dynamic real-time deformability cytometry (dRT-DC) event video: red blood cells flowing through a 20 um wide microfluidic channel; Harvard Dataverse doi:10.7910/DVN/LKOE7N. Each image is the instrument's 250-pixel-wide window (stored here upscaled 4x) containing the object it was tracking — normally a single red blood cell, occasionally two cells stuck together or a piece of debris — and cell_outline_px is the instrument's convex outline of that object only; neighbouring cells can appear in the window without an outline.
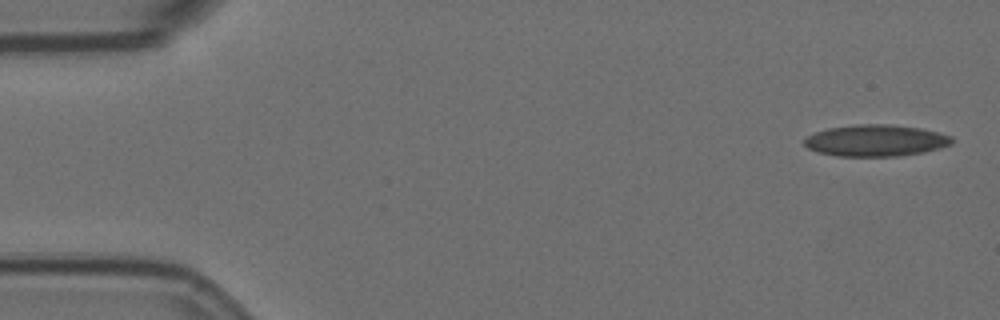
{"species": "Egyptian fruit bat (a non-hibernating species)", "species_latin": "Rousettus aegyptiacus", "temperature_condition": "room temperature", "stored_images_in_passage": 5, "camera_frame_rate_fps": 3000, "um_per_image_px": 0.085, "animal": {"sex": "female"}, "frame": {"image": 1, "passage_image": 1, "time_ms": 0.0, "image_size_px": [1000, 320], "cell_outline_px": [[952, 144], [940, 148], [924, 152], [900, 156], [836, 156], [820, 152], [808, 148], [804, 144], [804, 136], [828, 128], [856, 124], [884, 124], [920, 128], [952, 136]], "centroid_in_image_um": [74.42, 11.95], "position_along_channel_um": 10.6, "area_um2": 27.11}}